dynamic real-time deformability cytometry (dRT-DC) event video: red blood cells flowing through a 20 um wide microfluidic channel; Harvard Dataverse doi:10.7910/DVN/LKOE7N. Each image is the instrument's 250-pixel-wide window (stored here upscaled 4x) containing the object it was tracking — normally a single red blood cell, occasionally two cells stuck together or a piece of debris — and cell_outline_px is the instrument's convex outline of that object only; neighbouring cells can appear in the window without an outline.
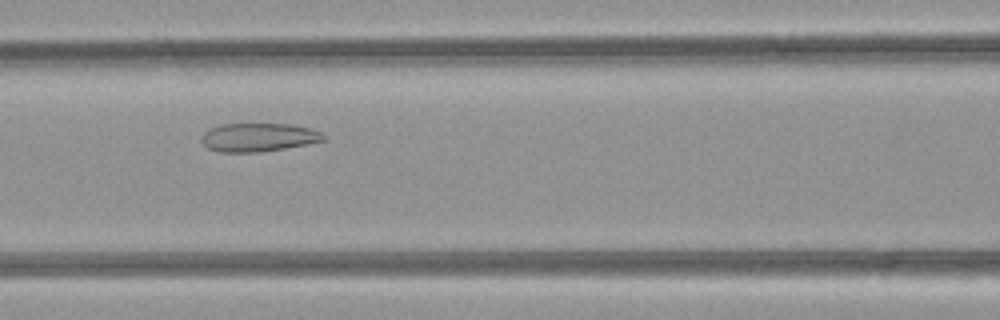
{"species": "common noctule bat (a hibernating species)", "species_latin": "Nyctalus noctula", "temperature_condition": "room temperature", "stored_images_in_passage": 42, "camera_frame_rate_fps": 3000, "um_per_image_px": 0.085, "animal": {"sex": "female", "body_mass_g": 21.9}, "frame": {"image": 1, "passage_image": 13, "time_ms": 4.0, "image_size_px": [1000, 320], "cell_outline_px": [[328, 136], [324, 140], [308, 144], [260, 152], [220, 152], [208, 148], [200, 140], [200, 136], [204, 132], [220, 124], [292, 124], [308, 128], [320, 132]], "centroid_in_image_um": [21.96, 11.67], "position_along_channel_um": 144.6, "area_um2": 20.23}}
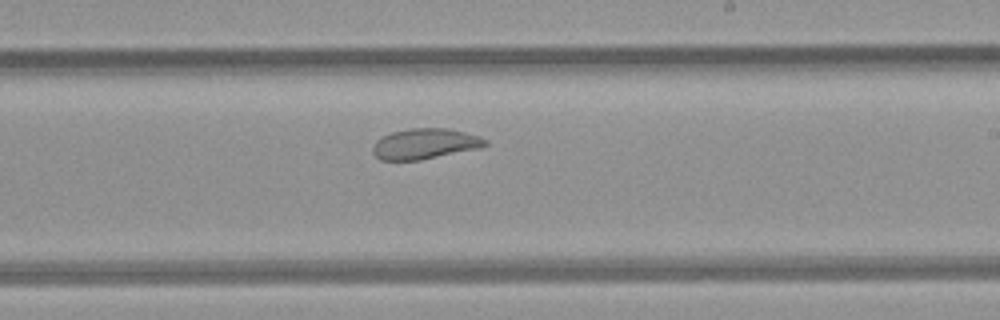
{"frame": {"image": 2, "passage_image": 21, "time_ms": 6.667, "image_size_px": [1000, 320], "cell_outline_px": [[488, 144], [480, 148], [420, 160], [380, 160], [372, 152], [372, 148], [376, 140], [392, 132], [412, 128], [448, 128], [480, 136], [488, 140]], "centroid_in_image_um": [36.13, 12.22], "position_along_channel_um": 252.9, "area_um2": 20.0}}
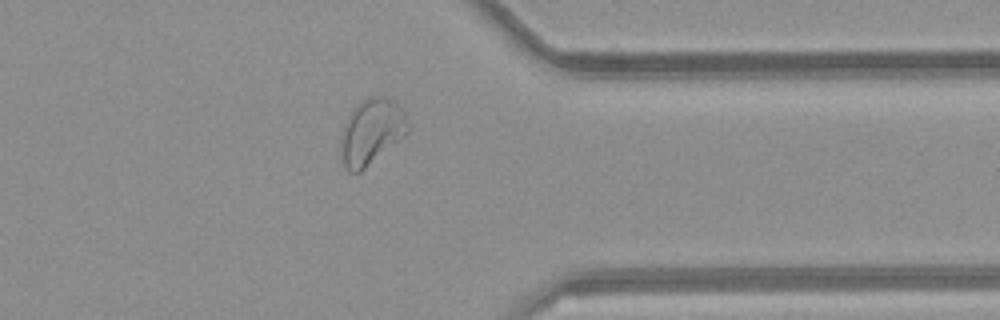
{"frame": {"image": 3, "passage_image": 31, "time_ms": 10.0, "image_size_px": [1000, 320], "cell_outline_px": [[408, 132], [404, 136], [360, 172], [348, 172], [344, 164], [340, 152], [340, 140], [344, 124], [352, 108], [360, 100], [368, 96], [384, 96], [400, 104], [404, 112], [408, 128]], "centroid_in_image_um": [31.54, 11.16], "position_along_channel_um": 379.9, "area_um2": 25.72}, "authors_computed_cell_mechanics": {"area_um2": 24.7095, "velocity_mm_per_s": 4.0743, "shape_relaxation_time_tau1_ms": null, "shape_relaxation_time_tau2_ms": 1.4213, "deformation_change_tau1": null, "deformation_change_tau2": 0.0652}}